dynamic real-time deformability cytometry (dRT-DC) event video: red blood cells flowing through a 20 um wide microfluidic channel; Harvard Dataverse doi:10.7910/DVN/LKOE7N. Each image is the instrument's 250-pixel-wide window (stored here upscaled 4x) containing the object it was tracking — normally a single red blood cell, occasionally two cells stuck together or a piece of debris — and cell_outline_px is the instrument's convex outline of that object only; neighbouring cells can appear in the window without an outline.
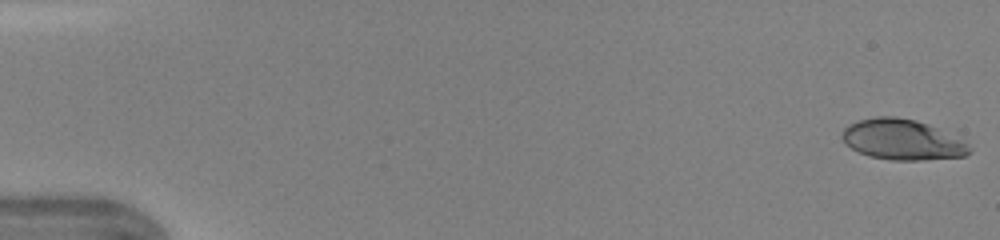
{"species": "human", "species_latin": "Homo sapiens", "temperature_condition": "warm", "stored_images_in_passage": 44, "camera_frame_rate_fps": 3000, "um_per_image_px": 0.085, "donor": {"sex": "female"}, "frame": {"image": 1, "passage_image": 1, "time_ms": 0.0, "image_size_px": [1000, 240], "cell_outline_px": [[972, 152], [964, 156], [920, 160], [892, 160], [868, 156], [852, 148], [844, 140], [844, 128], [848, 124], [860, 120], [876, 116], [896, 116], [916, 120], [928, 124], [968, 144], [972, 148]], "centroid_in_image_um": [76.7, 11.87], "position_along_channel_um": 8.3, "area_um2": 29.59}}
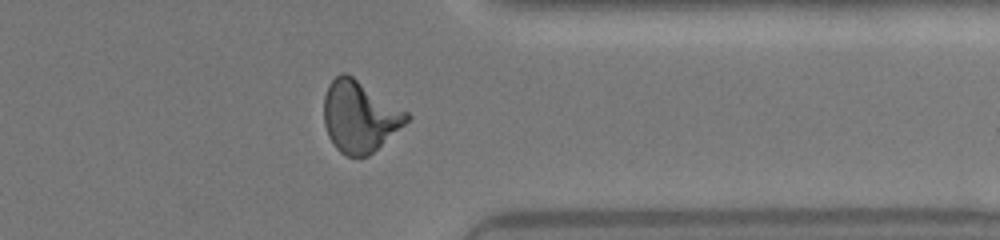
{"frame": {"image": 2, "passage_image": 36, "time_ms": 11.667, "image_size_px": [1000, 240], "cell_outline_px": [[412, 116], [404, 124], [368, 156], [348, 156], [340, 152], [336, 148], [328, 136], [324, 124], [324, 96], [328, 84], [340, 72], [344, 72], [352, 76], [408, 112]], "centroid_in_image_um": [30.54, 9.89], "position_along_channel_um": 380.9, "area_um2": 34.04}}
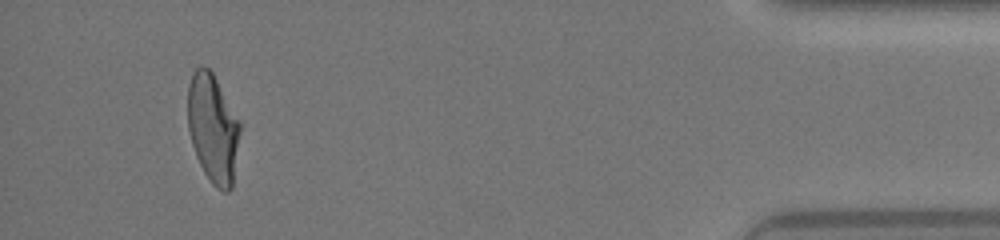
{"frame": {"image": 3, "passage_image": 42, "time_ms": 13.667, "image_size_px": [1000, 240], "cell_outline_px": [[240, 132], [232, 188], [228, 192], [224, 192], [216, 188], [212, 184], [204, 172], [196, 156], [192, 144], [188, 128], [188, 84], [196, 68], [200, 64], [204, 64], [212, 72], [240, 120]], "centroid_in_image_um": [18.1, 10.91], "position_along_channel_um": 417.1, "area_um2": 33.18}}